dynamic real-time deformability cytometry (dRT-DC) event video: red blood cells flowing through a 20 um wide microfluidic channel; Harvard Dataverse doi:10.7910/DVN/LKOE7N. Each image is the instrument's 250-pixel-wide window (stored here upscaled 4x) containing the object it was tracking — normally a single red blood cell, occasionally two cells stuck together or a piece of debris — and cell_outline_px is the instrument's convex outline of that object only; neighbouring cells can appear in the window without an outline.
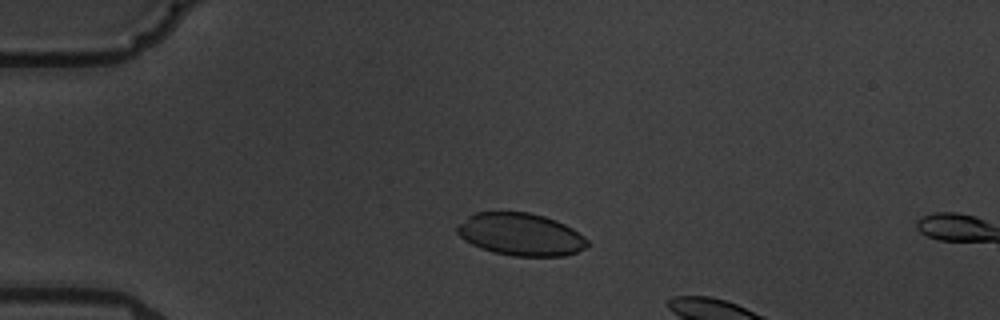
{"species": "common noctule bat (a hibernating species)", "species_latin": "Nyctalus noctula", "temperature_condition": "warm", "stored_images_in_passage": 4, "camera_frame_rate_fps": 3000, "um_per_image_px": 0.085, "animal": {"sex": "male", "body_mass_g": 19.5, "forearm_length_mm": 54.6}, "frame": {"image": 1, "passage_image": 3, "time_ms": 2.333, "image_size_px": [1000, 320], "cell_outline_px": [[588, 244], [584, 248], [576, 252], [564, 256], [512, 256], [492, 252], [480, 248], [464, 240], [456, 232], [456, 228], [468, 216], [476, 212], [528, 212], [544, 216], [556, 220], [572, 228], [584, 236], [588, 240]], "centroid_in_image_um": [44.25, 19.93], "position_along_channel_um": 40.7, "area_um2": 32.19}}